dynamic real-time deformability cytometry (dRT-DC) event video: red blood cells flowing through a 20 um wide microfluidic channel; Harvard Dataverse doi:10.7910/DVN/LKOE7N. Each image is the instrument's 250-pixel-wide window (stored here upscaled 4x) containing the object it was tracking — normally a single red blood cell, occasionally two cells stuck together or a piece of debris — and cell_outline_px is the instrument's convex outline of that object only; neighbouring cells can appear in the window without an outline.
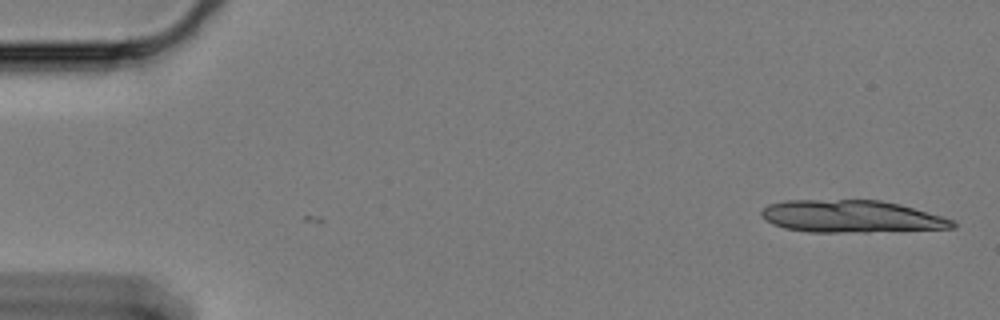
{"species": "Egyptian fruit bat (a non-hibernating species)", "species_latin": "Rousettus aegyptiacus", "temperature_condition": "cold", "stored_images_in_passage": 2, "camera_frame_rate_fps": 3000, "um_per_image_px": 0.085, "animal": {"sex": "female"}, "frame": {"image": 1, "passage_image": 2, "time_ms": 0.333, "image_size_px": [1000, 320], "cell_outline_px": [[956, 228], [868, 232], [808, 232], [784, 228], [772, 224], [760, 212], [768, 204], [784, 200], [880, 200], [900, 204], [944, 216], [956, 220]], "centroid_in_image_um": [72.42, 18.4], "position_along_channel_um": 12.6, "area_um2": 36.24}}